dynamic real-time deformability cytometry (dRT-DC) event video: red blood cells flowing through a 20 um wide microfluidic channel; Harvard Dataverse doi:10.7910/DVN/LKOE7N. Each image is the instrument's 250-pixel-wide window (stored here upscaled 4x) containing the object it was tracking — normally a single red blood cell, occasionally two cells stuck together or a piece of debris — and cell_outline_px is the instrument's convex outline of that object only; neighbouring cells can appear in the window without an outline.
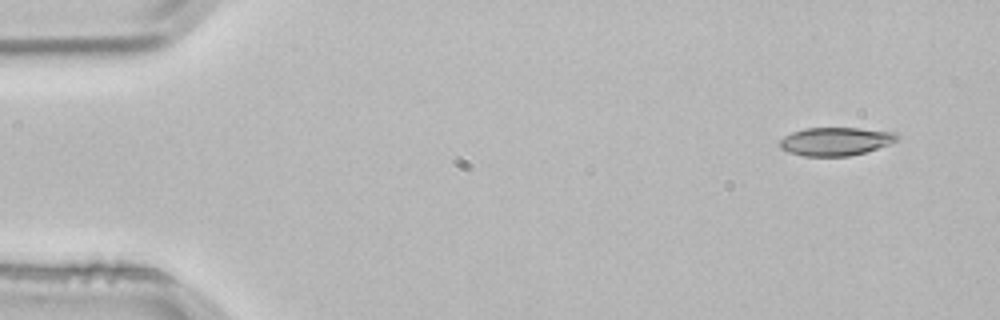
{"species": "common noctule bat (a hibernating species)", "species_latin": "Nyctalus noctula", "temperature_condition": "room temperature", "stored_images_in_passage": 3, "camera_frame_rate_fps": 3000, "um_per_image_px": 0.085, "animal": {"sex": "male", "body_mass_g": 21.5, "forearm_length_mm": 52.0}, "frame": {"image": 1, "passage_image": 1, "time_ms": 0.0, "image_size_px": [1000, 320], "cell_outline_px": [[900, 140], [864, 152], [848, 156], [804, 156], [788, 152], [780, 148], [776, 144], [784, 136], [792, 132], [804, 128], [860, 128], [896, 132], [900, 136]], "centroid_in_image_um": [71.01, 12.01], "position_along_channel_um": 14.0, "area_um2": 19.48}}